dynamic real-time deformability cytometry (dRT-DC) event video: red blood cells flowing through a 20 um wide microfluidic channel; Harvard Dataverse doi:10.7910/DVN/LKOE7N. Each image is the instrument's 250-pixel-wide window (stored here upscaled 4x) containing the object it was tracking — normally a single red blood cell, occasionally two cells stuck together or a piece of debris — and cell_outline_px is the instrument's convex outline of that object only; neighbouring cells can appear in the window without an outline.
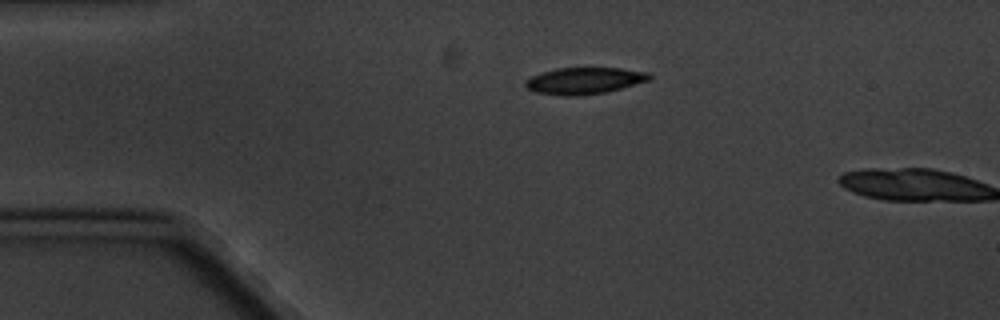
{"species": "common noctule bat (a hibernating species)", "species_latin": "Nyctalus noctula", "temperature_condition": "cold", "stored_images_in_passage": 2, "camera_frame_rate_fps": 3000, "um_per_image_px": 0.085, "animal": {"sex": "male", "body_mass_g": 20.1, "forearm_length_mm": 53.5}, "frame": {"image": 1, "passage_image": 1, "time_ms": 0.0, "image_size_px": [1000, 320], "cell_outline_px": [[652, 76], [648, 80], [620, 88], [604, 92], [580, 96], [564, 96], [536, 92], [528, 88], [524, 84], [524, 80], [540, 72], [556, 68], [620, 68], [648, 72]], "centroid_in_image_um": [49.62, 6.85], "position_along_channel_um": 35.4, "area_um2": 19.13}}